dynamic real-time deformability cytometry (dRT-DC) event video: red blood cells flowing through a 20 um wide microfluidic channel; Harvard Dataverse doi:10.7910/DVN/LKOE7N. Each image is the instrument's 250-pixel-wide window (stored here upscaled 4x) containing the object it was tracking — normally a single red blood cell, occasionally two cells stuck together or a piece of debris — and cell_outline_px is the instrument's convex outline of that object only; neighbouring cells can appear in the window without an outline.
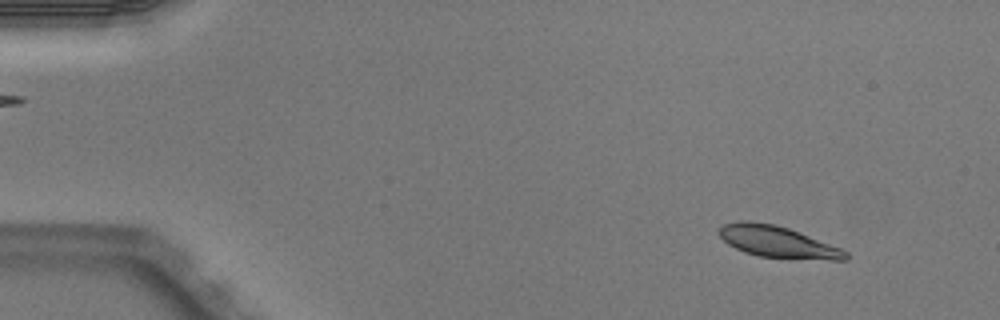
{"species": "Egyptian fruit bat (a non-hibernating species)", "species_latin": "Rousettus aegyptiacus", "temperature_condition": "warm", "stored_images_in_passage": 5, "camera_frame_rate_fps": 3000, "um_per_image_px": 0.085, "animal": {"sex": "male"}, "frame": {"image": 1, "passage_image": 1, "time_ms": 0.0, "image_size_px": [1000, 320], "cell_outline_px": [[848, 260], [828, 260], [756, 256], [744, 252], [728, 244], [716, 232], [724, 224], [740, 220], [748, 220], [776, 224], [788, 228], [840, 248], [848, 252]], "centroid_in_image_um": [66.07, 20.55], "position_along_channel_um": 18.9, "area_um2": 23.18}}
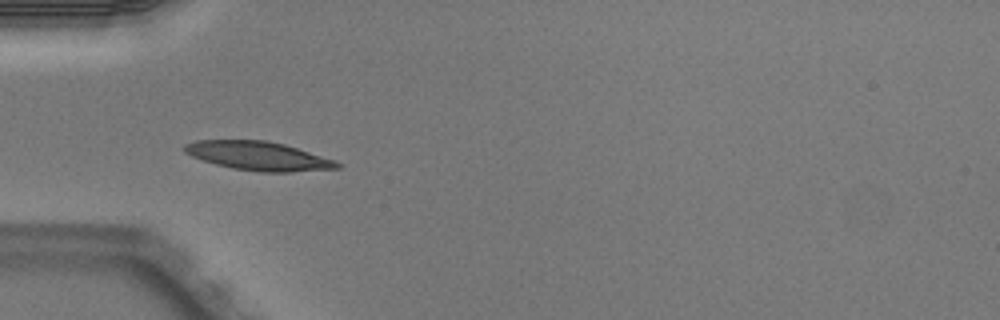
{"frame": {"image": 2, "passage_image": 3, "time_ms": 0.667, "image_size_px": [1000, 320], "cell_outline_px": [[344, 164], [340, 168], [292, 172], [260, 172], [232, 168], [216, 164], [192, 156], [184, 152], [184, 144], [196, 140], [264, 140], [284, 144], [336, 160]], "centroid_in_image_um": [22.0, 13.26], "position_along_channel_um": 63.0, "area_um2": 25.66}}
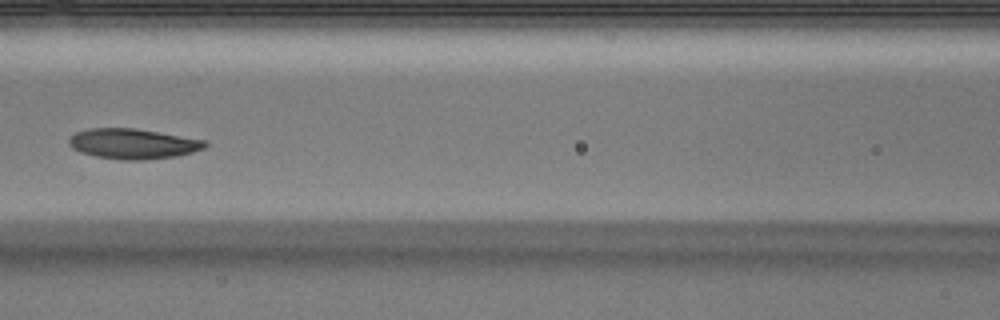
{"frame": {"image": 3, "passage_image": 5, "time_ms": 1.333, "image_size_px": [1000, 320], "cell_outline_px": [[208, 144], [204, 148], [192, 152], [176, 156], [144, 160], [120, 160], [96, 156], [80, 152], [72, 148], [68, 144], [68, 140], [76, 132], [88, 128], [132, 128], [208, 140]], "centroid_in_image_um": [11.3, 12.22], "position_along_channel_um": 155.3, "area_um2": 23.99}}